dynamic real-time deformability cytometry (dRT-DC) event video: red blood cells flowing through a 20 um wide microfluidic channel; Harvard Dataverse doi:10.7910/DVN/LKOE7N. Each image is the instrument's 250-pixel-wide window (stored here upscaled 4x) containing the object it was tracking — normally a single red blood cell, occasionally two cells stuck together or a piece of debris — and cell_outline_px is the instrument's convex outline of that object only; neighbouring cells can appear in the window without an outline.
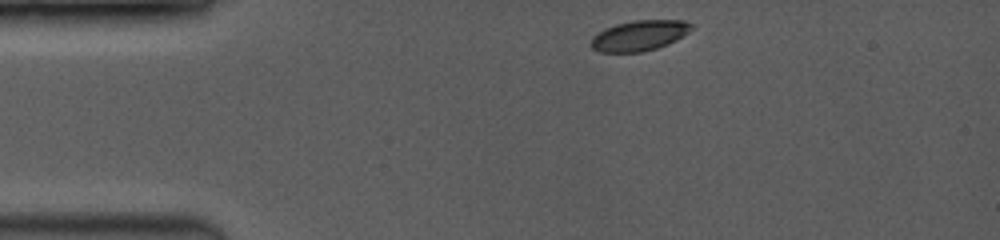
{"species": "common noctule bat (a hibernating species)", "species_latin": "Nyctalus noctula", "temperature_condition": "room temperature", "stored_images_in_passage": 6, "camera_frame_rate_fps": 3500, "um_per_image_px": 0.085, "animal": {"sex": "female", "body_mass_g": 19.0, "forearm_length_mm": 53.3}, "frame": {"image": 1, "passage_image": 1, "time_ms": 0.0, "image_size_px": [1000, 240], "cell_outline_px": [[692, 28], [688, 32], [676, 40], [668, 44], [656, 48], [640, 52], [600, 52], [592, 48], [588, 44], [600, 32], [616, 24], [636, 20], [684, 20], [692, 24]], "centroid_in_image_um": [54.37, 3.02], "position_along_channel_um": 30.6, "area_um2": 17.51}}